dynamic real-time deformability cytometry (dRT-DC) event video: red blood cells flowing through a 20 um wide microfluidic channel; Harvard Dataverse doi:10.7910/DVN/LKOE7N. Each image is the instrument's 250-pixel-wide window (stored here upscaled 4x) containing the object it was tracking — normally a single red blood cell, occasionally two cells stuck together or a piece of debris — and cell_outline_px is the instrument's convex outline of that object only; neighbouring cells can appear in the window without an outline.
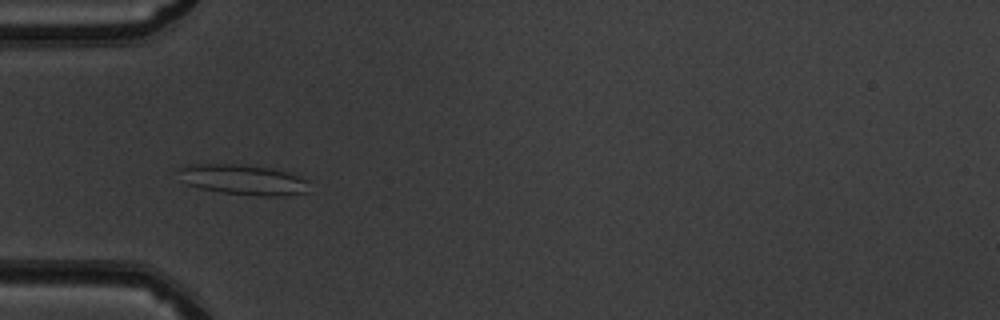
{"species": "common noctule bat (a hibernating species)", "species_latin": "Nyctalus noctula", "temperature_condition": "warm", "stored_images_in_passage": 51, "camera_frame_rate_fps": 3000, "um_per_image_px": 0.085, "animal": {"sex": "male", "body_mass_g": 19.5, "forearm_length_mm": 54.6}, "frame": {"image": 1, "passage_image": 17, "time_ms": 5.333, "image_size_px": [1000, 320], "cell_outline_px": [[308, 192], [280, 196], [260, 196], [220, 192], [200, 188], [188, 184], [176, 168], [184, 164], [240, 164], [268, 168], [288, 172], [308, 180]], "centroid_in_image_um": [20.67, 15.27], "position_along_channel_um": 64.3, "area_um2": 22.95}}
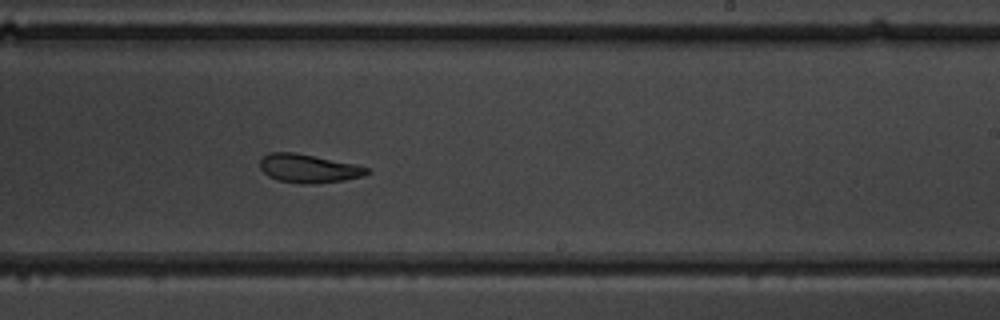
{"frame": {"image": 2, "passage_image": 32, "time_ms": 10.333, "image_size_px": [1000, 320], "cell_outline_px": [[372, 172], [364, 176], [344, 180], [312, 184], [304, 184], [276, 180], [268, 176], [260, 168], [260, 160], [268, 152], [296, 152], [356, 164], [372, 168]], "centroid_in_image_um": [26.27, 14.31], "position_along_channel_um": 262.7, "area_um2": 18.09}}
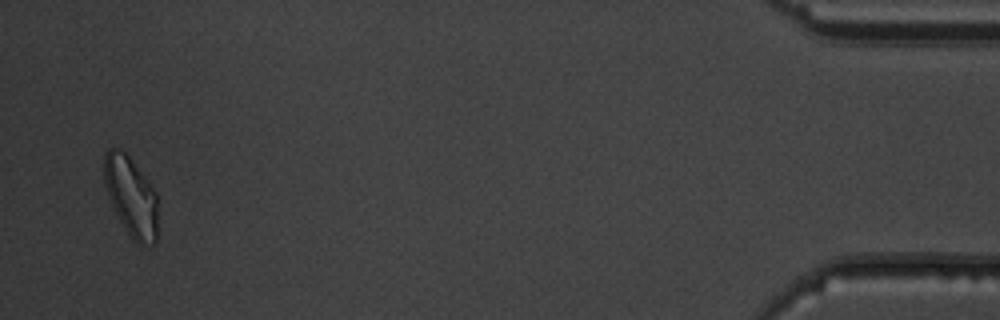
{"frame": {"image": 3, "passage_image": 50, "time_ms": 16.333, "image_size_px": [1000, 320], "cell_outline_px": [[156, 244], [140, 248], [128, 232], [120, 220], [108, 196], [104, 180], [104, 152], [108, 148], [120, 148], [128, 156], [148, 180], [156, 192]], "centroid_in_image_um": [11.14, 16.71], "position_along_channel_um": 424.1, "area_um2": 24.8}, "authors_computed_cell_mechanics": {"area_um2": 20.4612, "velocity_mm_per_s": 4.0097, "shape_relaxation_time_tau1_ms": 7.0534, "shape_relaxation_time_tau2_ms": 2.9571, "deformation_change_tau1": 0.1632, "deformation_change_tau2": 0.1133}}